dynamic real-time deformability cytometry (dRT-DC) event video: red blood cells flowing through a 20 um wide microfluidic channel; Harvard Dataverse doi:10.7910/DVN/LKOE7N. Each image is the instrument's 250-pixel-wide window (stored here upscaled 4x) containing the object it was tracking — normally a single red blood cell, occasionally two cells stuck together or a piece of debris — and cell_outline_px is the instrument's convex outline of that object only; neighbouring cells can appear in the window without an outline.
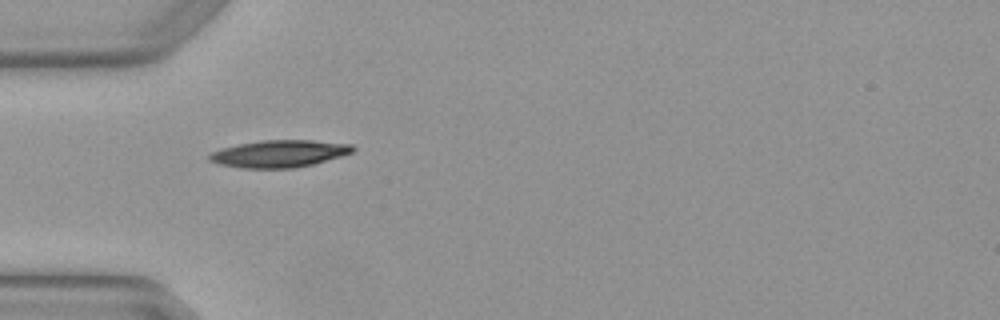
{"species": "Egyptian fruit bat (a non-hibernating species)", "species_latin": "Rousettus aegyptiacus", "temperature_condition": "warm", "stored_images_in_passage": 3, "camera_frame_rate_fps": 3000, "um_per_image_px": 0.085, "animal": {"sex": "female"}, "frame": {"image": 1, "passage_image": 2, "time_ms": 0.333, "image_size_px": [1000, 320], "cell_outline_px": [[356, 148], [352, 152], [340, 156], [312, 164], [296, 168], [240, 168], [220, 164], [208, 160], [208, 156], [212, 152], [220, 148], [260, 140], [312, 140], [352, 144]], "centroid_in_image_um": [23.72, 13.06], "position_along_channel_um": 61.3, "area_um2": 22.66}}
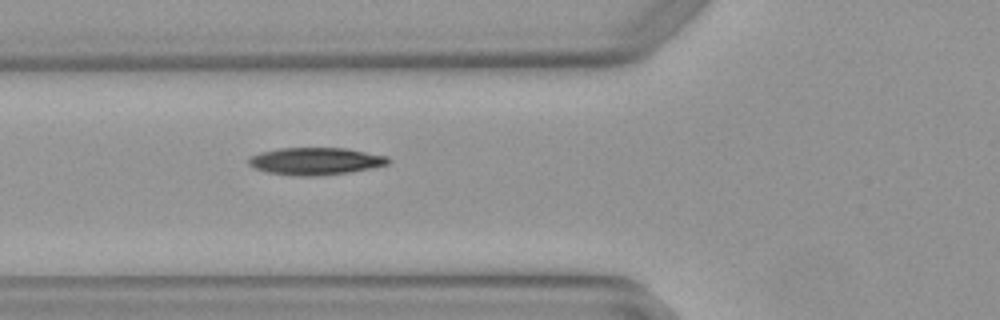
{"frame": {"image": 2, "passage_image": 3, "time_ms": 0.667, "image_size_px": [1000, 320], "cell_outline_px": [[392, 160], [388, 164], [348, 172], [316, 176], [300, 176], [268, 172], [256, 168], [248, 164], [248, 156], [260, 152], [280, 148], [348, 148], [388, 156]], "centroid_in_image_um": [26.82, 13.68], "position_along_channel_um": 99.0, "area_um2": 22.14}}